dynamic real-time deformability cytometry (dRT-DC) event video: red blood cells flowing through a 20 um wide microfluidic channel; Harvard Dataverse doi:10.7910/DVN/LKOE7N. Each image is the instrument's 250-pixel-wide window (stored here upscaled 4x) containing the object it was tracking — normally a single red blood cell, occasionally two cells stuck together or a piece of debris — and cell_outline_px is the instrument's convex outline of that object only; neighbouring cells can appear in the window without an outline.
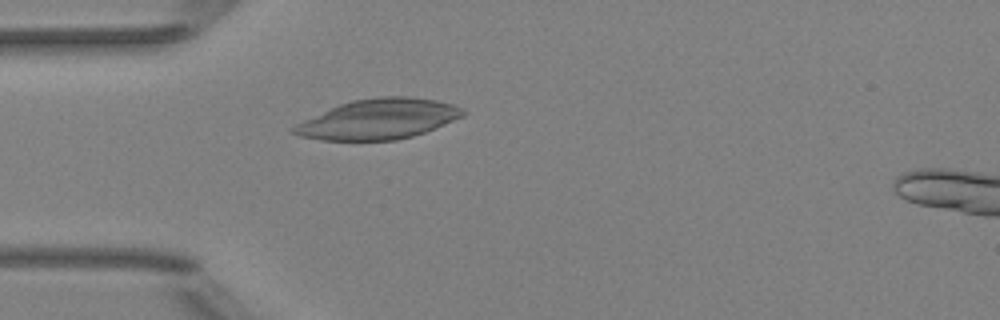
{"species": "Egyptian fruit bat (a non-hibernating species)", "species_latin": "Rousettus aegyptiacus", "temperature_condition": "room temperature", "stored_images_in_passage": 1, "camera_frame_rate_fps": 3000, "um_per_image_px": 0.085, "animal": {"sex": "female"}, "frame": {"image": 1, "passage_image": 1, "time_ms": 0.0, "image_size_px": [1000, 320], "cell_outline_px": [[468, 112], [464, 116], [424, 132], [412, 136], [396, 140], [320, 140], [300, 136], [292, 132], [288, 128], [304, 120], [340, 104], [352, 100], [380, 96], [408, 96], [436, 100], [452, 104], [464, 108]], "centroid_in_image_um": [32.18, 10.12], "position_along_channel_um": 52.8, "area_um2": 39.48}}